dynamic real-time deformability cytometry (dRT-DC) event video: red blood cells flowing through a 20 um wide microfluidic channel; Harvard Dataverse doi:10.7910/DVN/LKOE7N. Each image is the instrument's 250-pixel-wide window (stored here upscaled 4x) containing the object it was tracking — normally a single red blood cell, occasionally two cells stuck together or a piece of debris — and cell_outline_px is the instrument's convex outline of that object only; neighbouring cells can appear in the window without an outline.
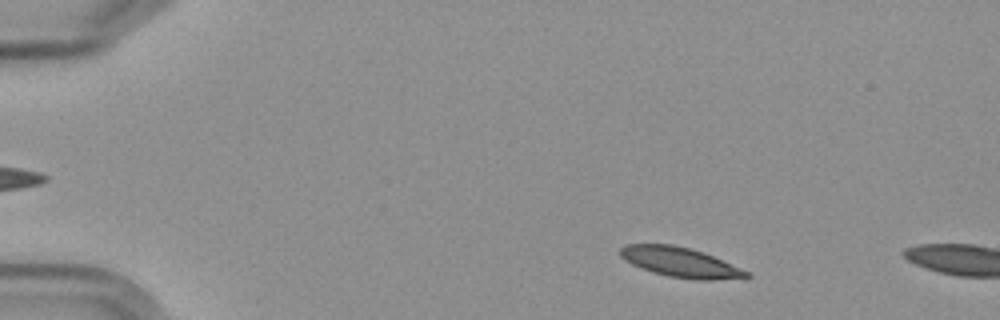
{"species": "Egyptian fruit bat (a non-hibernating species)", "species_latin": "Rousettus aegyptiacus", "temperature_condition": "cold", "stored_images_in_passage": 2, "camera_frame_rate_fps": 3000, "um_per_image_px": 0.085, "frame": {"image": 1, "passage_image": 1, "time_ms": 0.0, "image_size_px": [1000, 320], "cell_outline_px": [[752, 276], [708, 280], [700, 280], [668, 276], [632, 264], [624, 260], [620, 256], [620, 248], [624, 244], [672, 244], [688, 248], [712, 256], [748, 272]], "centroid_in_image_um": [57.75, 22.27], "position_along_channel_um": 27.2, "area_um2": 21.21}}